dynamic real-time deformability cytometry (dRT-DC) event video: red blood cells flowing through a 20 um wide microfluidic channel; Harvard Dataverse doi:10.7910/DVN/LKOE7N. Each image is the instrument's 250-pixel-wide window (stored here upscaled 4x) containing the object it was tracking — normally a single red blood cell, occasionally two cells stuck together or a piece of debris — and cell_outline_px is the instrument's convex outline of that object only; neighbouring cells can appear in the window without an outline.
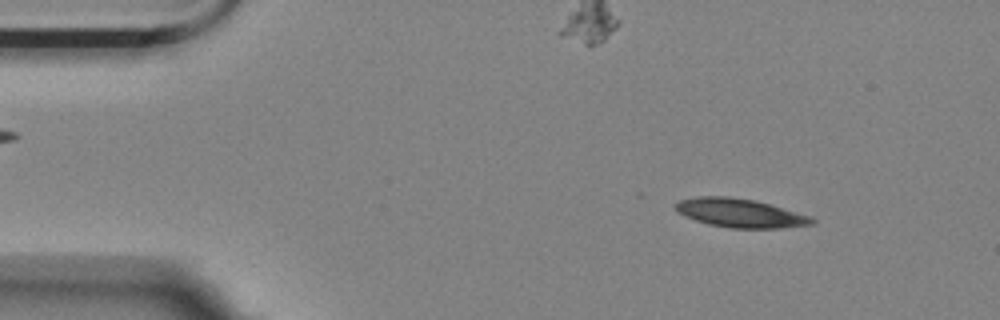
{"species": "Egyptian fruit bat (a non-hibernating species)", "species_latin": "Rousettus aegyptiacus", "temperature_condition": "room temperature", "stored_images_in_passage": 55, "camera_frame_rate_fps": 3000, "um_per_image_px": 0.085, "animal": {"sex": "female"}, "frame": {"image": 1, "passage_image": 6, "time_ms": 1.667, "image_size_px": [1000, 320], "cell_outline_px": [[816, 224], [780, 228], [728, 228], [708, 224], [684, 216], [676, 212], [676, 204], [680, 200], [696, 196], [728, 196], [756, 200], [812, 216], [816, 220]], "centroid_in_image_um": [62.94, 18.11], "position_along_channel_um": 22.1, "area_um2": 23.06}}
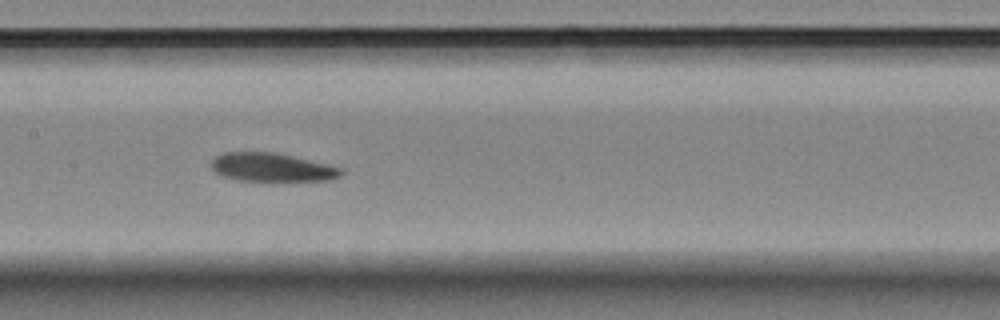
{"frame": {"image": 2, "passage_image": 26, "time_ms": 8.333, "image_size_px": [1000, 320], "cell_outline_px": [[344, 172], [340, 176], [328, 180], [236, 180], [212, 172], [208, 164], [216, 156], [224, 152], [276, 152], [344, 168]], "centroid_in_image_um": [23.06, 14.21], "position_along_channel_um": 184.3, "area_um2": 21.62}}
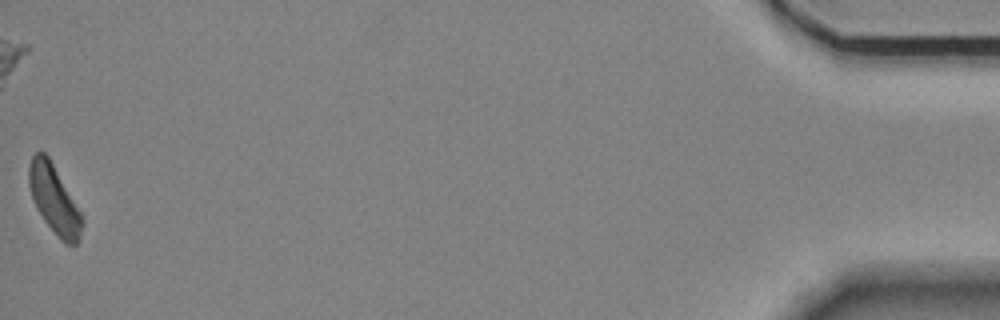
{"frame": {"image": 3, "passage_image": 55, "time_ms": 18.0, "image_size_px": [1000, 320], "cell_outline_px": [[84, 224], [80, 236], [76, 244], [64, 244], [60, 240], [44, 220], [36, 208], [28, 184], [28, 168], [32, 156], [36, 152], [44, 152], [48, 156], [80, 212], [84, 220]], "centroid_in_image_um": [4.59, 16.98], "position_along_channel_um": 430.6, "area_um2": 20.87}, "authors_computed_cell_mechanics": {"area_um2": 22.7154, "velocity_mm_per_s": 3.5329, "shape_relaxation_time_tau1_ms": 7.1376, "shape_relaxation_time_tau2_ms": null, "deformation_change_tau1": 0.1778, "deformation_change_tau2": null}}